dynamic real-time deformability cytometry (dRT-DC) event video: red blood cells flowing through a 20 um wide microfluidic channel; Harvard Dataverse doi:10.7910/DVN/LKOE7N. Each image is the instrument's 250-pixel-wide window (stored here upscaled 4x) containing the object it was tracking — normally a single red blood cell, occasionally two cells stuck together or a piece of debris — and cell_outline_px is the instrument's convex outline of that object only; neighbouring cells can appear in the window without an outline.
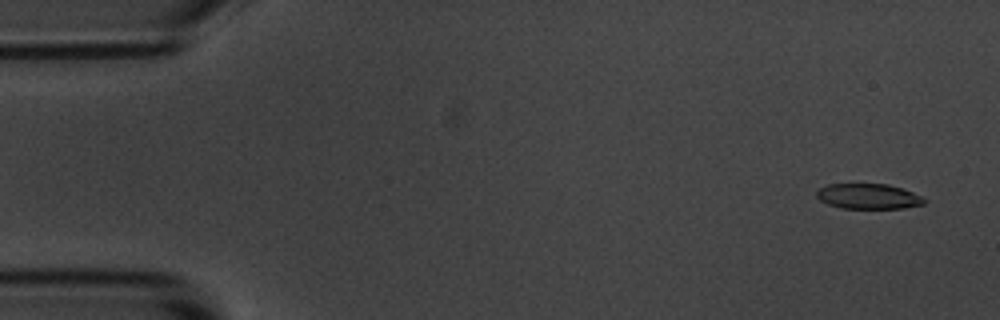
{"species": "common noctule bat (a hibernating species)", "species_latin": "Nyctalus noctula", "temperature_condition": "room temperature", "stored_images_in_passage": 4, "camera_frame_rate_fps": 3000, "um_per_image_px": 0.085, "animal": {"sex": "male", "body_mass_g": 20.1, "forearm_length_mm": 53.5}, "frame": {"image": 1, "passage_image": 1, "time_ms": 0.0, "image_size_px": [1000, 320], "cell_outline_px": [[928, 200], [924, 204], [904, 208], [840, 208], [828, 204], [820, 200], [816, 196], [816, 192], [820, 188], [828, 184], [888, 184], [904, 188]], "centroid_in_image_um": [73.83, 16.69], "position_along_channel_um": 11.2, "area_um2": 15.9}}
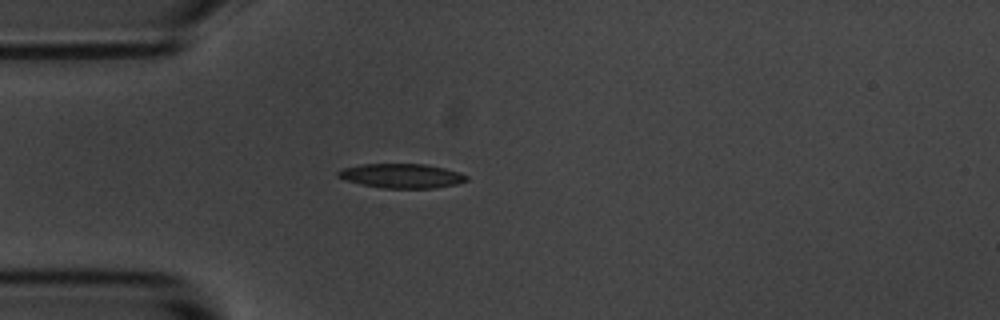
{"frame": {"image": 2, "passage_image": 4, "time_ms": 4.0, "image_size_px": [1000, 320], "cell_outline_px": [[468, 180], [456, 184], [436, 188], [384, 188], [344, 180], [336, 176], [336, 172], [340, 168], [360, 164], [424, 164], [444, 168], [460, 172], [468, 176]], "centroid_in_image_um": [34.11, 14.94], "position_along_channel_um": 50.9, "area_um2": 18.32}}